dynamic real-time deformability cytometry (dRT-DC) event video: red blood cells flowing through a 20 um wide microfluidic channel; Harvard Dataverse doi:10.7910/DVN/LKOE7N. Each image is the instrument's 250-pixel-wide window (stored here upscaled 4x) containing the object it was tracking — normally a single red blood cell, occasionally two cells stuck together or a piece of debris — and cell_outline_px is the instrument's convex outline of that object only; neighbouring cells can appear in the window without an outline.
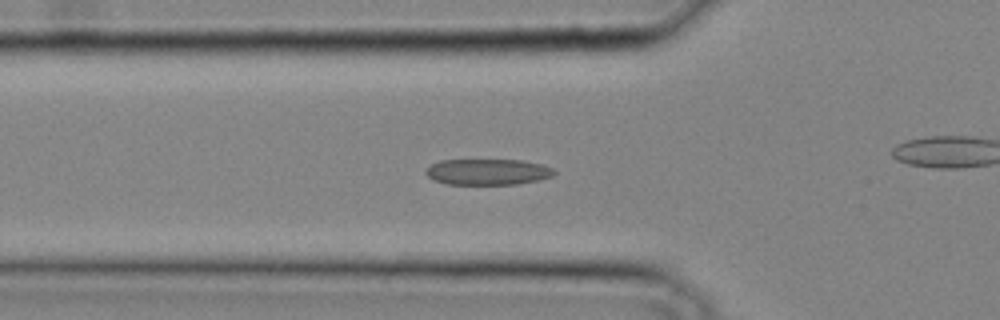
{"species": "common noctule bat (a hibernating species)", "species_latin": "Nyctalus noctula", "temperature_condition": "cold", "stored_images_in_passage": 29, "camera_frame_rate_fps": 3000, "um_per_image_px": 0.085, "animal": {"sex": "male", "body_mass_g": 20.4}, "frame": {"image": 1, "passage_image": 12, "time_ms": 3.667, "image_size_px": [1000, 320], "cell_outline_px": [[556, 172], [552, 176], [536, 180], [516, 184], [448, 184], [436, 180], [428, 176], [424, 172], [432, 164], [440, 160], [524, 160], [540, 164], [552, 168]], "centroid_in_image_um": [41.46, 14.6], "position_along_channel_um": 84.3, "area_um2": 19.19}}
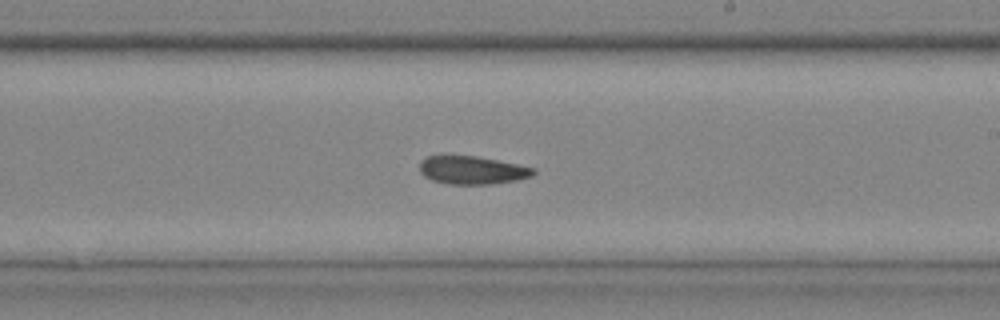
{"frame": {"image": 2, "passage_image": 21, "time_ms": 6.667, "image_size_px": [1000, 320], "cell_outline_px": [[536, 172], [532, 176], [516, 180], [492, 184], [448, 184], [432, 180], [424, 176], [420, 172], [420, 160], [428, 156], [476, 156], [536, 168]], "centroid_in_image_um": [40.13, 14.47], "position_along_channel_um": 248.9, "area_um2": 18.55}}
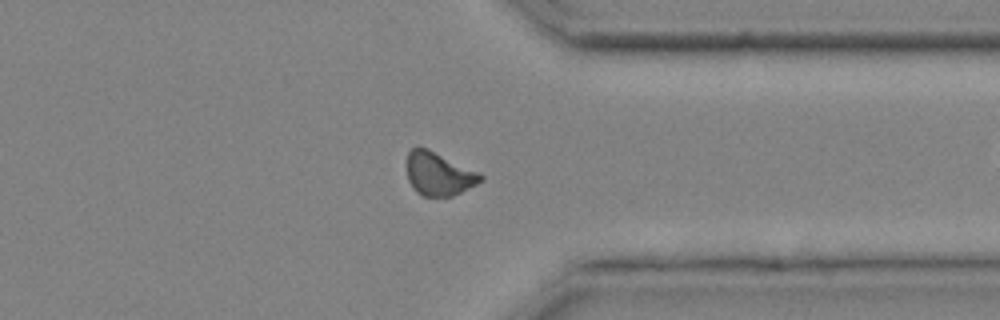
{"frame": {"image": 3, "passage_image": 28, "time_ms": 9.0, "image_size_px": [1000, 320], "cell_outline_px": [[484, 180], [452, 196], [420, 196], [416, 192], [408, 180], [408, 152], [412, 148], [428, 148], [484, 176]], "centroid_in_image_um": [37.27, 14.8], "position_along_channel_um": 374.1, "area_um2": 18.15}}